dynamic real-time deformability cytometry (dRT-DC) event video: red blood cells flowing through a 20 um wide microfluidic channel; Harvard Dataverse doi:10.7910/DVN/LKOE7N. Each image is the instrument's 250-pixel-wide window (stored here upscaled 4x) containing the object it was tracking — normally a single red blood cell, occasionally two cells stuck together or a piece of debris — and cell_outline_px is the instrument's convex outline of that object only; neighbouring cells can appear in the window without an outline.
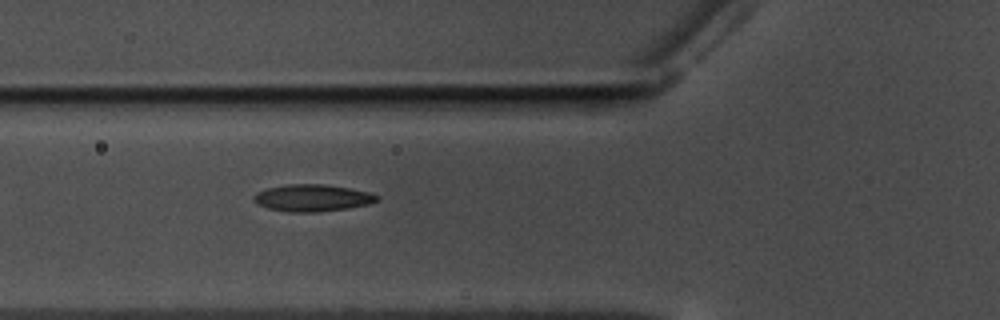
{"species": "common noctule bat (a hibernating species)", "species_latin": "Nyctalus noctula", "temperature_condition": "warm", "stored_images_in_passage": 37, "camera_frame_rate_fps": 3000, "um_per_image_px": 0.085, "animal": {"sex": "male", "body_mass_g": 17.5, "forearm_length_mm": 52.3}, "frame": {"image": 1, "passage_image": 5, "time_ms": 1.333, "image_size_px": [1000, 320], "cell_outline_px": [[380, 200], [368, 204], [348, 208], [316, 212], [288, 212], [268, 208], [256, 204], [252, 200], [252, 196], [256, 192], [268, 188], [288, 184], [324, 184], [372, 192], [380, 196]], "centroid_in_image_um": [26.55, 16.82], "position_along_channel_um": 99.3, "area_um2": 19.54}}
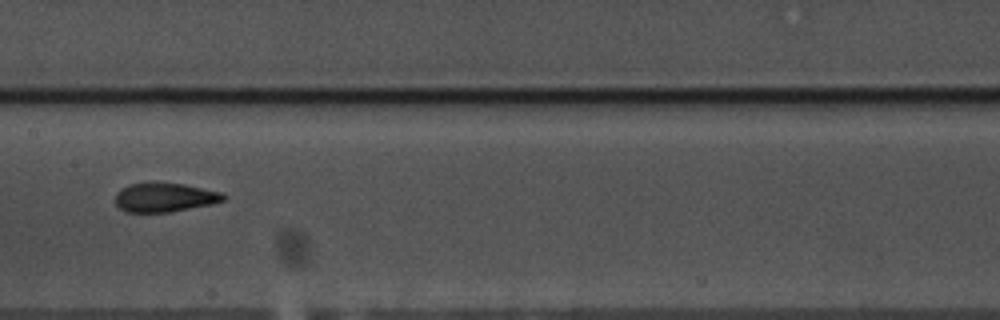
{"frame": {"image": 2, "passage_image": 13, "time_ms": 4.0, "image_size_px": [1000, 320], "cell_outline_px": [[228, 196], [224, 200], [212, 204], [172, 212], [124, 212], [116, 204], [116, 192], [120, 188], [128, 184], [148, 180], [184, 184], [220, 192]], "centroid_in_image_um": [13.95, 16.75], "position_along_channel_um": 193.4, "area_um2": 18.9}}
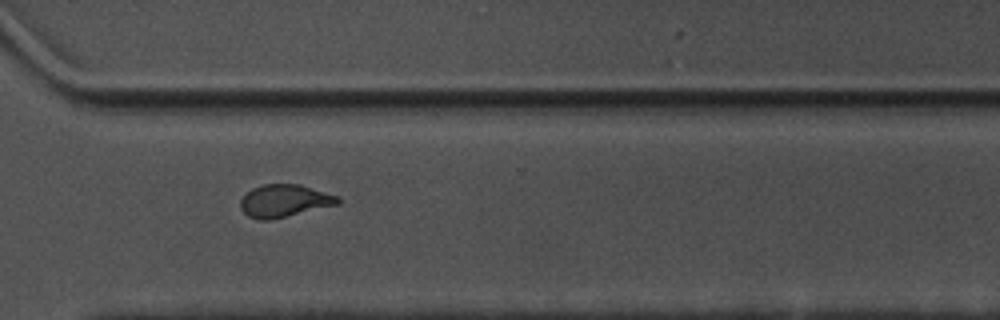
{"frame": {"image": 3, "passage_image": 26, "time_ms": 8.333, "image_size_px": [1000, 320], "cell_outline_px": [[340, 204], [272, 220], [260, 220], [248, 216], [240, 208], [240, 200], [252, 188], [264, 184], [300, 184], [340, 196]], "centroid_in_image_um": [24.2, 17.07], "position_along_channel_um": 346.4, "area_um2": 18.67}, "authors_computed_cell_mechanics": {"area_um2": 18.5538, "velocity_mm_per_s": 3.5324, "shape_relaxation_time_tau1_ms": 5.4191, "shape_relaxation_time_tau2_ms": 1.4601, "deformation_change_tau1": 0.187, "deformation_change_tau2": 0.0842}}